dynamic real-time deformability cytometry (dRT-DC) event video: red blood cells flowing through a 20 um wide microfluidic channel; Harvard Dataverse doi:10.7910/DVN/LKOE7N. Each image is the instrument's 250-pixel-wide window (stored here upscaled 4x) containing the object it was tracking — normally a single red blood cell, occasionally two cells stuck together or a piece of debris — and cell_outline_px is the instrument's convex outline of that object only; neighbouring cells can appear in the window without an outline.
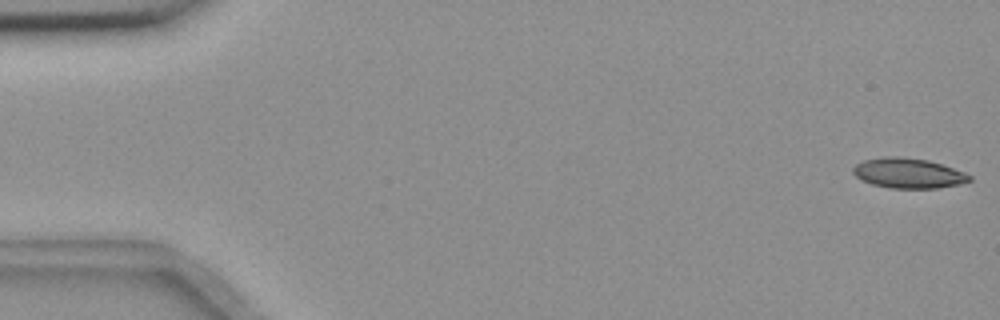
{"species": "common noctule bat (a hibernating species)", "species_latin": "Nyctalus noctula", "temperature_condition": "room temperature", "stored_images_in_passage": 55, "camera_frame_rate_fps": 3000, "um_per_image_px": 0.085, "animal": {"sex": "female", "body_mass_g": 18.4}, "frame": {"image": 1, "passage_image": 1, "time_ms": 0.0, "image_size_px": [1000, 320], "cell_outline_px": [[972, 180], [956, 184], [936, 188], [892, 188], [872, 184], [860, 180], [852, 172], [852, 168], [856, 164], [864, 160], [884, 156], [900, 156], [928, 160], [964, 172], [972, 176]], "centroid_in_image_um": [77.16, 14.71], "position_along_channel_um": 7.8, "area_um2": 20.29}}
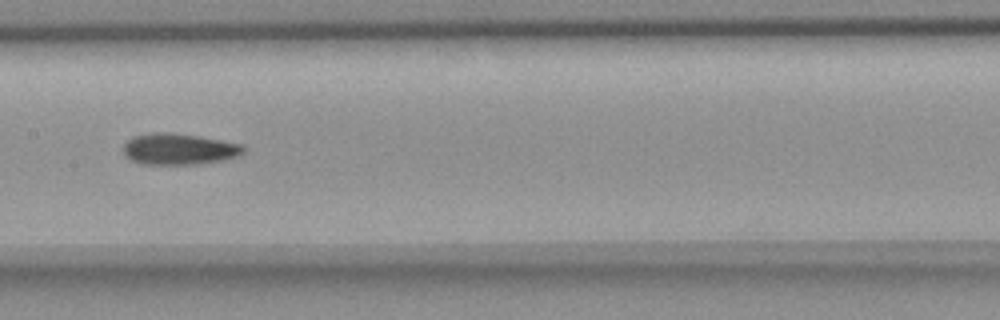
{"frame": {"image": 2, "passage_image": 28, "time_ms": 9.0, "image_size_px": [1000, 320], "cell_outline_px": [[244, 152], [240, 156], [224, 160], [196, 164], [140, 164], [124, 156], [124, 144], [132, 136], [152, 132], [172, 132], [244, 144]], "centroid_in_image_um": [15.21, 12.67], "position_along_channel_um": 192.2, "area_um2": 22.02}}
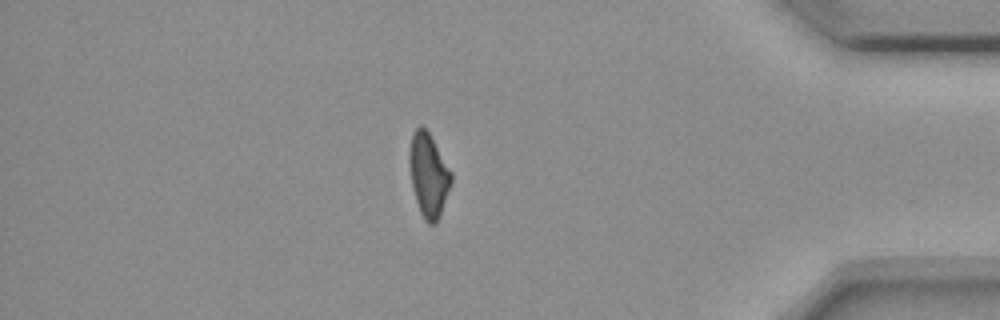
{"frame": {"image": 3, "passage_image": 48, "time_ms": 15.667, "image_size_px": [1000, 320], "cell_outline_px": [[452, 184], [440, 216], [436, 224], [428, 224], [424, 220], [420, 212], [412, 188], [408, 160], [408, 152], [412, 132], [420, 124], [428, 132], [452, 172]], "centroid_in_image_um": [36.42, 14.89], "position_along_channel_um": 398.8, "area_um2": 20.63}, "authors_computed_cell_mechanics": {"area_um2": 21.097, "velocity_mm_per_s": 3.6395, "shape_relaxation_time_tau1_ms": null, "shape_relaxation_time_tau2_ms": 5.4482, "deformation_change_tau1": null, "deformation_change_tau2": 0.1167}}